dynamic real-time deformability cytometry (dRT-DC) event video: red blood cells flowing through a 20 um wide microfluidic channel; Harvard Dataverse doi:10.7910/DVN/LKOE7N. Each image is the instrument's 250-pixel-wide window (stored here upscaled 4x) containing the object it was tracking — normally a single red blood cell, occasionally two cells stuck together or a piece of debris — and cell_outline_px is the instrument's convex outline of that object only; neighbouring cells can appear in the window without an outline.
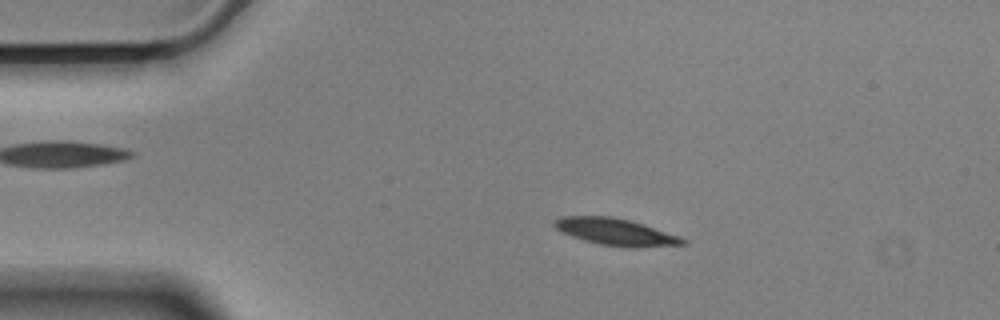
{"species": "Egyptian fruit bat (a non-hibernating species)", "species_latin": "Rousettus aegyptiacus", "temperature_condition": "cold", "stored_images_in_passage": 55, "camera_frame_rate_fps": 3000, "um_per_image_px": 0.085, "animal": {"sex": "male"}, "frame": {"image": 1, "passage_image": 9, "time_ms": 2.667, "image_size_px": [1000, 320], "cell_outline_px": [[688, 244], [636, 248], [624, 248], [600, 244], [584, 240], [560, 232], [552, 224], [552, 220], [560, 216], [612, 216], [644, 224], [680, 236], [688, 240]], "centroid_in_image_um": [52.34, 19.72], "position_along_channel_um": 32.7, "area_um2": 20.46}}
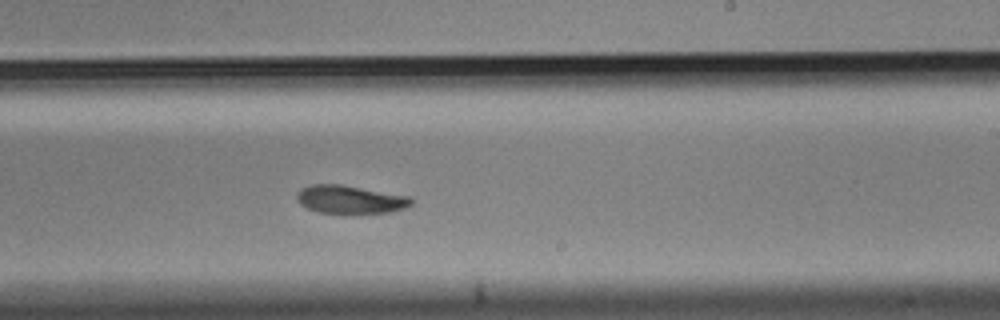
{"frame": {"image": 2, "passage_image": 32, "time_ms": 10.333, "image_size_px": [1000, 320], "cell_outline_px": [[416, 200], [412, 204], [404, 208], [388, 212], [320, 212], [308, 208], [300, 204], [296, 196], [304, 188], [312, 184], [340, 184], [408, 196]], "centroid_in_image_um": [29.8, 16.94], "position_along_channel_um": 259.2, "area_um2": 18.21}}
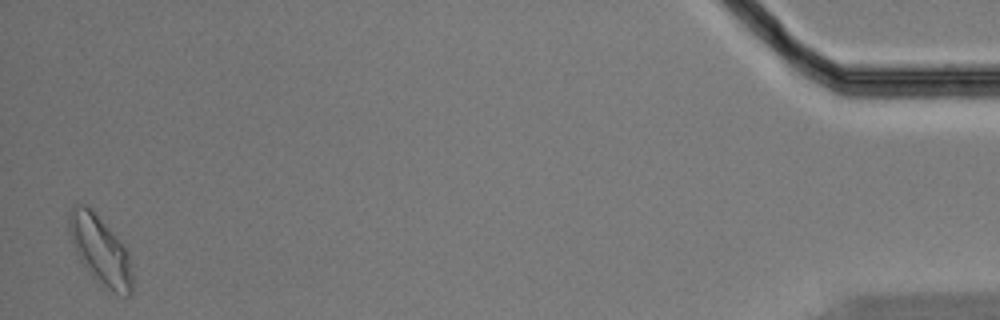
{"frame": {"image": 3, "passage_image": 54, "time_ms": 17.667, "image_size_px": [1000, 320], "cell_outline_px": [[132, 292], [128, 296], [124, 296], [116, 292], [96, 280], [92, 276], [80, 260], [72, 244], [68, 228], [68, 212], [76, 204], [88, 204], [124, 244], [128, 252], [132, 268]], "centroid_in_image_um": [8.52, 21.21], "position_along_channel_um": 426.7, "area_um2": 25.37}, "authors_computed_cell_mechanics": {"area_um2": 19.8832, "velocity_mm_per_s": 3.5081, "shape_relaxation_time_tau1_ms": 3.312, "shape_relaxation_time_tau2_ms": null, "deformation_change_tau1": 0.1209, "deformation_change_tau2": null}}